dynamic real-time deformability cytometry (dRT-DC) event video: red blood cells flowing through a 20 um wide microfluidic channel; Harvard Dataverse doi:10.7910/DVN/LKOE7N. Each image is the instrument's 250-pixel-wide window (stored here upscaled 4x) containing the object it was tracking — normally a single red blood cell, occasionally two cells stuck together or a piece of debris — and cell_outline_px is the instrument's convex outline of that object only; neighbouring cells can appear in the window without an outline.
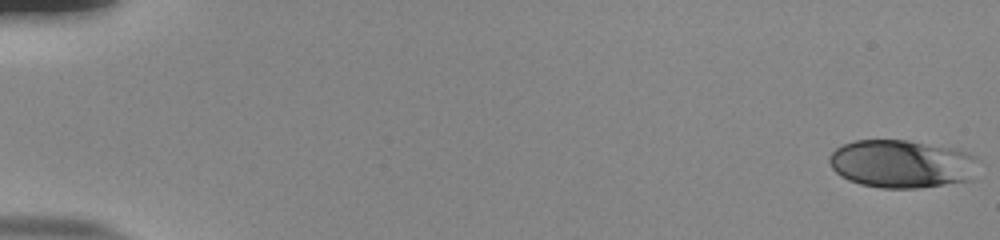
{"species": "human", "species_latin": "Homo sapiens", "temperature_condition": "room temperature", "stored_images_in_passage": 54, "camera_frame_rate_fps": 3000, "um_per_image_px": 0.085, "donor": {"sex": "male"}, "frame": {"image": 1, "passage_image": 1, "time_ms": 0.0, "image_size_px": [1000, 240], "cell_outline_px": [[980, 160], [972, 180], [920, 188], [880, 188], [860, 184], [848, 180], [840, 176], [832, 168], [828, 160], [828, 156], [836, 148], [844, 144], [856, 140], [908, 140], [952, 148], [968, 152], [976, 156]], "centroid_in_image_um": [76.67, 13.93], "position_along_channel_um": 8.3, "area_um2": 42.19}}
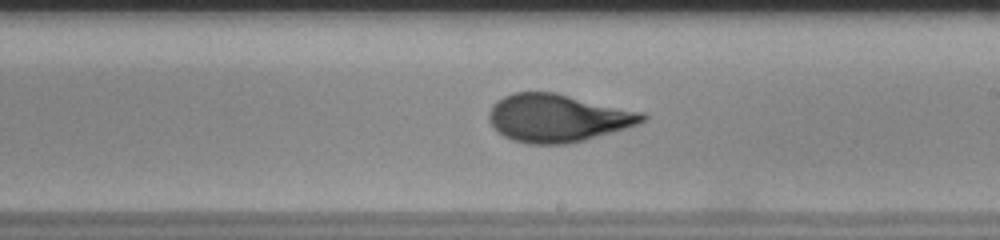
{"frame": {"image": 2, "passage_image": 33, "time_ms": 10.667, "image_size_px": [1000, 240], "cell_outline_px": [[648, 120], [640, 124], [584, 140], [568, 144], [528, 144], [512, 140], [504, 136], [488, 120], [488, 112], [492, 104], [496, 100], [512, 92], [556, 92], [644, 112], [648, 116]], "centroid_in_image_um": [47.43, 10.02], "position_along_channel_um": 241.6, "area_um2": 43.12}}
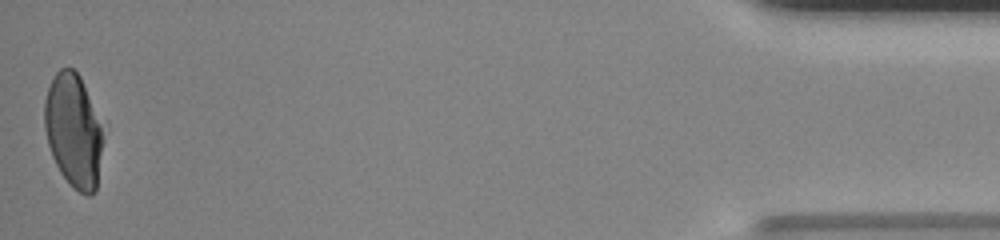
{"frame": {"image": 3, "passage_image": 54, "time_ms": 17.667, "image_size_px": [1000, 240], "cell_outline_px": [[100, 152], [96, 192], [92, 196], [84, 196], [72, 188], [60, 172], [52, 156], [48, 144], [44, 128], [44, 100], [48, 88], [56, 72], [60, 68], [72, 68], [80, 76], [100, 124]], "centroid_in_image_um": [6.19, 11.15], "position_along_channel_um": 429.0, "area_um2": 38.03}, "authors_computed_cell_mechanics": {"area_um2": 41.5293, "velocity_mm_per_s": 3.8432, "shape_relaxation_time_tau1_ms": 7.3642, "shape_relaxation_time_tau2_ms": null, "deformation_change_tau1": 0.2435, "deformation_change_tau2": null}}